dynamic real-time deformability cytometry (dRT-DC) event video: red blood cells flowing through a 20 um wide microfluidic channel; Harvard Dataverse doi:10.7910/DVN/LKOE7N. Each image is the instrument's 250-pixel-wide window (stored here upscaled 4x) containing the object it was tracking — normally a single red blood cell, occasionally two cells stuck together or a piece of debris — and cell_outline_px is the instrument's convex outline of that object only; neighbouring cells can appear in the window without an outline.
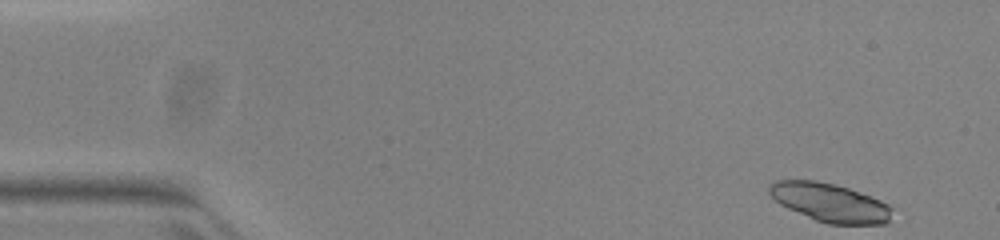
{"species": "common noctule bat (a hibernating species)", "species_latin": "Nyctalus noctula", "temperature_condition": "warm", "stored_images_in_passage": 49, "camera_frame_rate_fps": 3000, "um_per_image_px": 0.085, "animal": {"sex": "female", "body_mass_g": 23.0, "forearm_length_mm": 53.4}, "frame": {"image": 1, "passage_image": 1, "time_ms": 0.0, "image_size_px": [1000, 240], "cell_outline_px": [[892, 208], [888, 224], [828, 224], [816, 220], [788, 208], [780, 204], [768, 192], [768, 184], [776, 180], [816, 180], [836, 184], [848, 188], [880, 200], [888, 204]], "centroid_in_image_um": [70.53, 17.21], "position_along_channel_um": 14.5, "area_um2": 27.51}}
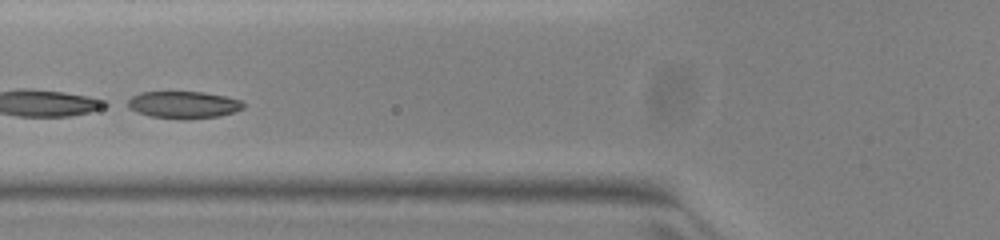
{"frame": {"image": 2, "passage_image": 18, "time_ms": 5.667, "image_size_px": [1000, 240], "cell_outline_px": [[244, 108], [236, 112], [220, 116], [188, 120], [184, 120], [152, 116], [128, 108], [120, 104], [132, 96], [140, 92], [204, 92], [224, 96], [240, 100], [244, 104]], "centroid_in_image_um": [15.56, 8.91], "position_along_channel_um": 110.2, "area_um2": 18.61}, "authors_computed_cell_mechanics": {"area_um2": 27.5128, "velocity_mm_per_s": 3.8976, "shape_relaxation_time_tau1_ms": 0.3766, "shape_relaxation_time_tau2_ms": 7.0087, "deformation_change_tau1": 0.2544, "deformation_change_tau2": 0.1265}}